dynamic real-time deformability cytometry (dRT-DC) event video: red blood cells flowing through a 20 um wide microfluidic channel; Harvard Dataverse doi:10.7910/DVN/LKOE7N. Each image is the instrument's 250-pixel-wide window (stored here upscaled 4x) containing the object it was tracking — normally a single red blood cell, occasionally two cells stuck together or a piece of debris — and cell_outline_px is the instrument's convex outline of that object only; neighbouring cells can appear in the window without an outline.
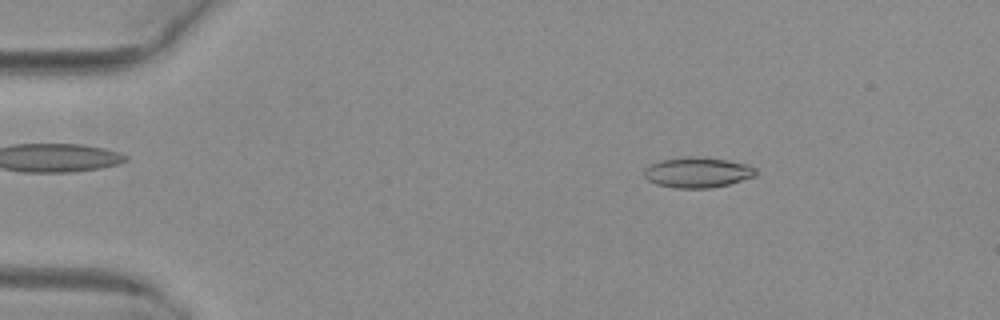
{"species": "common noctule bat (a hibernating species)", "species_latin": "Nyctalus noctula", "temperature_condition": "warm", "stored_images_in_passage": 45, "camera_frame_rate_fps": 3000, "um_per_image_px": 0.085, "animal": {"sex": "female", "body_mass_g": 29.2, "forearm_length_mm": 56.3}, "frame": {"image": 1, "passage_image": 2, "time_ms": 0.333, "image_size_px": [1000, 320], "cell_outline_px": [[756, 172], [752, 176], [728, 184], [712, 188], [676, 188], [656, 184], [648, 180], [644, 176], [644, 168], [648, 164], [660, 160], [688, 156], [704, 156], [728, 160], [748, 164], [756, 168]], "centroid_in_image_um": [59.24, 14.63], "position_along_channel_um": 25.8, "area_um2": 19.94}}
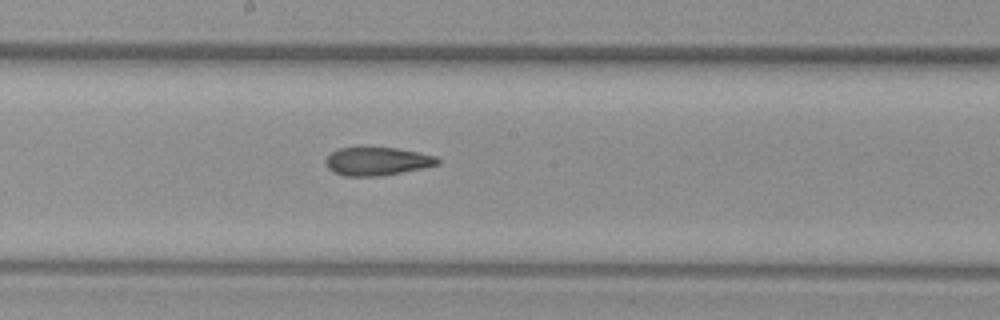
{"frame": {"image": 2, "passage_image": 22, "time_ms": 7.0, "image_size_px": [1000, 320], "cell_outline_px": [[440, 164], [424, 168], [380, 176], [344, 176], [332, 172], [328, 168], [324, 160], [332, 152], [340, 148], [368, 144], [396, 148], [436, 156], [440, 160]], "centroid_in_image_um": [32.02, 13.67], "position_along_channel_um": 216.2, "area_um2": 19.13}}
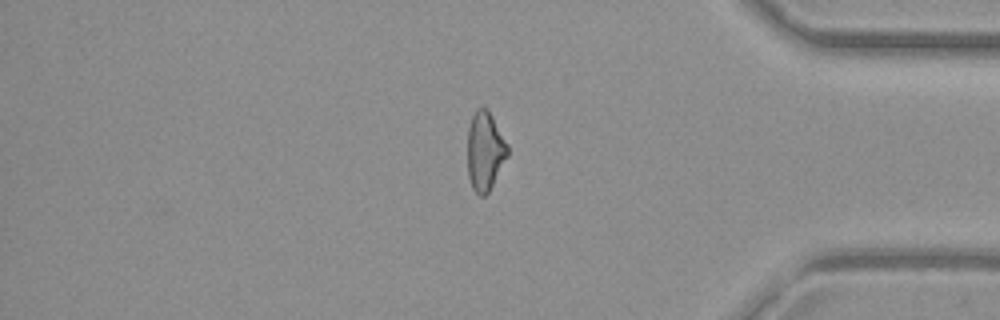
{"frame": {"image": 3, "passage_image": 37, "time_ms": 12.0, "image_size_px": [1000, 320], "cell_outline_px": [[508, 156], [488, 192], [484, 196], [480, 196], [472, 188], [468, 176], [468, 128], [472, 116], [476, 108], [488, 108], [508, 144]], "centroid_in_image_um": [41.22, 12.82], "position_along_channel_um": 394.0, "area_um2": 18.44}, "authors_computed_cell_mechanics": {"area_um2": 19.2474, "velocity_mm_per_s": 4.0551, "shape_relaxation_time_tau1_ms": null, "shape_relaxation_time_tau2_ms": 3.8079, "deformation_change_tau1": null, "deformation_change_tau2": 0.1277}}